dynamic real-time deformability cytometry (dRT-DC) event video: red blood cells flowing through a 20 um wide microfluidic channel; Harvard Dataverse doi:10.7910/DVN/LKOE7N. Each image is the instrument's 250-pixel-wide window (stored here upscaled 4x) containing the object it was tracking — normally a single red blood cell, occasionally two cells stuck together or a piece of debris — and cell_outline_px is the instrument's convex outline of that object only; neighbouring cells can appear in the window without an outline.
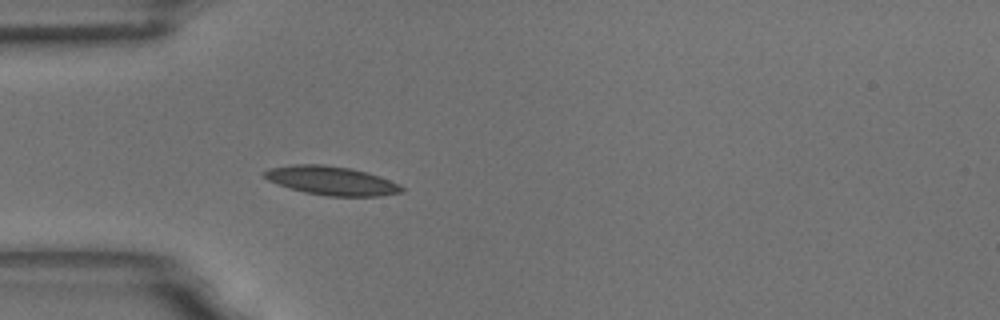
{"species": "common noctule bat (a hibernating species)", "species_latin": "Nyctalus noctula", "temperature_condition": "room temperature", "stored_images_in_passage": 11, "camera_frame_rate_fps": 3000, "um_per_image_px": 0.085, "animal": {"sex": "male", "body_mass_g": 18.8}, "frame": {"image": 1, "passage_image": 1, "time_ms": 0.0, "image_size_px": [1000, 320], "cell_outline_px": [[404, 192], [380, 196], [328, 196], [304, 192], [268, 180], [260, 172], [268, 168], [292, 164], [324, 164], [352, 168], [368, 172], [380, 176], [400, 184], [404, 188]], "centroid_in_image_um": [28.2, 15.34], "position_along_channel_um": 56.8, "area_um2": 23.24}}